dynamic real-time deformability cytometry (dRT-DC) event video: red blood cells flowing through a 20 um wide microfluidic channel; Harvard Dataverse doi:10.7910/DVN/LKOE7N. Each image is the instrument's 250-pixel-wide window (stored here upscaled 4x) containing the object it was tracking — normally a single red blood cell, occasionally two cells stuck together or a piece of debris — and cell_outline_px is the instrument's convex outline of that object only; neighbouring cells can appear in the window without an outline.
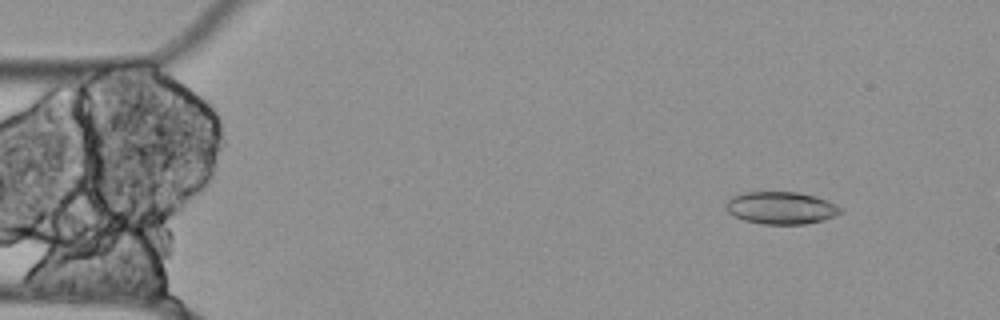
{"species": "Egyptian fruit bat (a non-hibernating species)", "species_latin": "Rousettus aegyptiacus", "temperature_condition": "cold", "stored_images_in_passage": 24, "camera_frame_rate_fps": 3000, "um_per_image_px": 0.085, "animal": {"sex": "female"}, "frame": {"image": 1, "passage_image": 1, "time_ms": 0.0, "image_size_px": [1000, 320], "cell_outline_px": [[840, 212], [836, 216], [824, 220], [804, 224], [764, 224], [744, 220], [728, 212], [724, 208], [724, 204], [732, 196], [744, 192], [796, 192], [816, 196], [828, 200], [836, 204], [840, 208]], "centroid_in_image_um": [66.38, 17.66], "position_along_channel_um": 18.6, "area_um2": 21.68}}
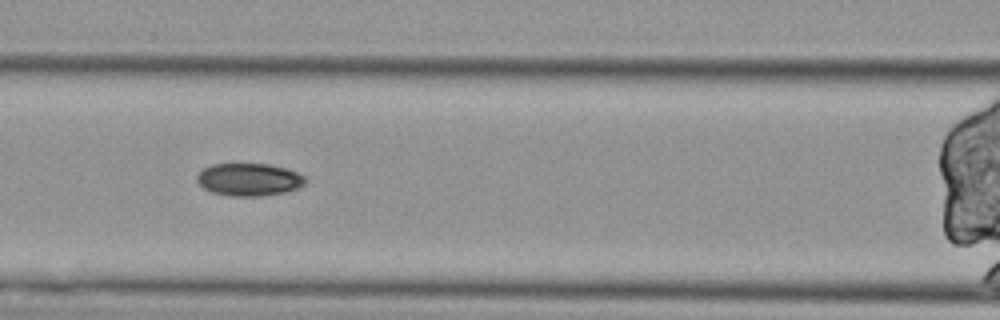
{"frame": {"image": 2, "passage_image": 18, "time_ms": 5.667, "image_size_px": [1000, 320], "cell_outline_px": [[308, 180], [304, 184], [296, 188], [284, 192], [260, 196], [232, 196], [212, 192], [204, 188], [196, 180], [196, 176], [204, 168], [212, 164], [268, 164], [284, 168], [296, 172], [304, 176]], "centroid_in_image_um": [21.16, 15.26], "position_along_channel_um": 145.4, "area_um2": 20.4}}
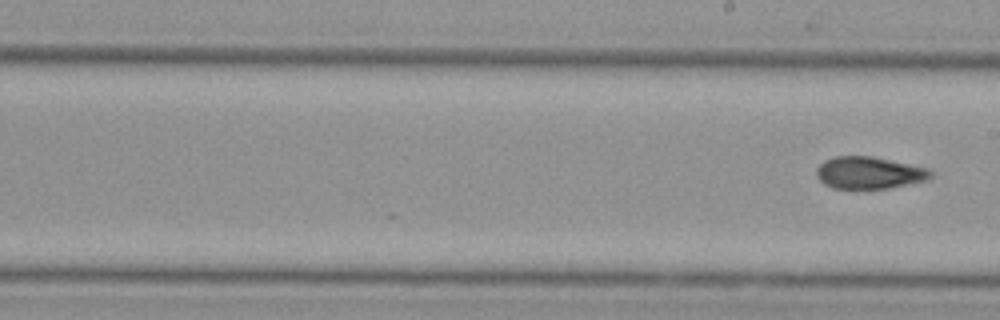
{"frame": {"image": 3, "passage_image": 24, "time_ms": 7.667, "image_size_px": [1000, 320], "cell_outline_px": [[932, 176], [928, 180], [888, 188], [832, 188], [824, 184], [816, 176], [816, 168], [824, 160], [836, 156], [872, 156], [928, 168], [932, 172]], "centroid_in_image_um": [73.86, 14.68], "position_along_channel_um": 215.1, "area_um2": 21.33}}